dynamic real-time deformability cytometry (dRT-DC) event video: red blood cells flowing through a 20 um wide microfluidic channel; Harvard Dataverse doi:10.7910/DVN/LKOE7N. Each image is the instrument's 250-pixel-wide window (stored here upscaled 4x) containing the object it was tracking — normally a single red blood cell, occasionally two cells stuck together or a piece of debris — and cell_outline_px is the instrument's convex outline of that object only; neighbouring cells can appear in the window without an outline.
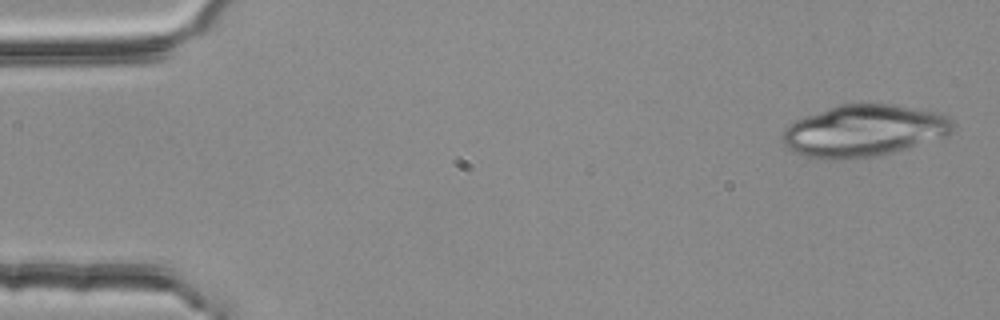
{"species": "common noctule bat (a hibernating species)", "species_latin": "Nyctalus noctula", "temperature_condition": "room temperature", "stored_images_in_passage": 3, "camera_frame_rate_fps": 3000, "um_per_image_px": 0.085, "animal": {"sex": "female", "body_mass_g": 25.1}, "frame": {"image": 1, "passage_image": 1, "time_ms": 0.0, "image_size_px": [1000, 320], "cell_outline_px": [[956, 128], [948, 136], [908, 148], [876, 156], [852, 160], [820, 160], [804, 156], [792, 152], [780, 140], [780, 136], [784, 128], [788, 124], [804, 116], [840, 104], [888, 104], [932, 112], [948, 116], [956, 124]], "centroid_in_image_um": [73.38, 11.15], "position_along_channel_um": 11.6, "area_um2": 52.02}}